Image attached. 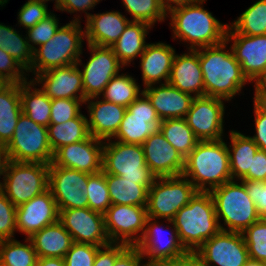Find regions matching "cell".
<instances>
[{
    "label": "cell",
    "mask_w": 266,
    "mask_h": 266,
    "mask_svg": "<svg viewBox=\"0 0 266 266\" xmlns=\"http://www.w3.org/2000/svg\"><path fill=\"white\" fill-rule=\"evenodd\" d=\"M226 44L228 42L225 40L218 45L201 47L198 48V53L204 81V96L229 101L249 80L243 74L232 50H225Z\"/></svg>",
    "instance_id": "1"
},
{
    "label": "cell",
    "mask_w": 266,
    "mask_h": 266,
    "mask_svg": "<svg viewBox=\"0 0 266 266\" xmlns=\"http://www.w3.org/2000/svg\"><path fill=\"white\" fill-rule=\"evenodd\" d=\"M177 230L181 245L194 254L206 241L222 230L210 192L197 191L172 220H166Z\"/></svg>",
    "instance_id": "2"
},
{
    "label": "cell",
    "mask_w": 266,
    "mask_h": 266,
    "mask_svg": "<svg viewBox=\"0 0 266 266\" xmlns=\"http://www.w3.org/2000/svg\"><path fill=\"white\" fill-rule=\"evenodd\" d=\"M197 191L210 192L216 187L232 180L229 164L228 146L223 141H199L185 158L182 174ZM208 184L209 187H206Z\"/></svg>",
    "instance_id": "3"
},
{
    "label": "cell",
    "mask_w": 266,
    "mask_h": 266,
    "mask_svg": "<svg viewBox=\"0 0 266 266\" xmlns=\"http://www.w3.org/2000/svg\"><path fill=\"white\" fill-rule=\"evenodd\" d=\"M205 0L170 10L174 38L190 42V49L218 45L226 40L228 24L220 23L201 5Z\"/></svg>",
    "instance_id": "4"
},
{
    "label": "cell",
    "mask_w": 266,
    "mask_h": 266,
    "mask_svg": "<svg viewBox=\"0 0 266 266\" xmlns=\"http://www.w3.org/2000/svg\"><path fill=\"white\" fill-rule=\"evenodd\" d=\"M74 18L70 23L58 28L48 42L34 49L31 68L27 72L33 71L36 76L52 68L82 63L80 55L85 31L81 28L79 18Z\"/></svg>",
    "instance_id": "5"
},
{
    "label": "cell",
    "mask_w": 266,
    "mask_h": 266,
    "mask_svg": "<svg viewBox=\"0 0 266 266\" xmlns=\"http://www.w3.org/2000/svg\"><path fill=\"white\" fill-rule=\"evenodd\" d=\"M216 215L227 225L222 230L243 233L258 221L259 215L254 202L246 191L245 184L231 180L210 191Z\"/></svg>",
    "instance_id": "6"
},
{
    "label": "cell",
    "mask_w": 266,
    "mask_h": 266,
    "mask_svg": "<svg viewBox=\"0 0 266 266\" xmlns=\"http://www.w3.org/2000/svg\"><path fill=\"white\" fill-rule=\"evenodd\" d=\"M1 191L16 206L48 190L49 165L8 160Z\"/></svg>",
    "instance_id": "7"
},
{
    "label": "cell",
    "mask_w": 266,
    "mask_h": 266,
    "mask_svg": "<svg viewBox=\"0 0 266 266\" xmlns=\"http://www.w3.org/2000/svg\"><path fill=\"white\" fill-rule=\"evenodd\" d=\"M107 141L109 142L105 141L103 146L102 171L105 174L137 181V184L144 185L149 189L156 176L145 163L142 146L140 144Z\"/></svg>",
    "instance_id": "8"
},
{
    "label": "cell",
    "mask_w": 266,
    "mask_h": 266,
    "mask_svg": "<svg viewBox=\"0 0 266 266\" xmlns=\"http://www.w3.org/2000/svg\"><path fill=\"white\" fill-rule=\"evenodd\" d=\"M4 147L11 161L49 165L54 156L47 127L35 123L23 113L19 116L11 140Z\"/></svg>",
    "instance_id": "9"
},
{
    "label": "cell",
    "mask_w": 266,
    "mask_h": 266,
    "mask_svg": "<svg viewBox=\"0 0 266 266\" xmlns=\"http://www.w3.org/2000/svg\"><path fill=\"white\" fill-rule=\"evenodd\" d=\"M196 192L195 186L183 175L156 178L148 189V217L172 220Z\"/></svg>",
    "instance_id": "10"
},
{
    "label": "cell",
    "mask_w": 266,
    "mask_h": 266,
    "mask_svg": "<svg viewBox=\"0 0 266 266\" xmlns=\"http://www.w3.org/2000/svg\"><path fill=\"white\" fill-rule=\"evenodd\" d=\"M204 266H244L249 259L242 233L220 230L193 254Z\"/></svg>",
    "instance_id": "11"
},
{
    "label": "cell",
    "mask_w": 266,
    "mask_h": 266,
    "mask_svg": "<svg viewBox=\"0 0 266 266\" xmlns=\"http://www.w3.org/2000/svg\"><path fill=\"white\" fill-rule=\"evenodd\" d=\"M91 174L75 169L49 164V185L58 209H81L88 207V177Z\"/></svg>",
    "instance_id": "12"
},
{
    "label": "cell",
    "mask_w": 266,
    "mask_h": 266,
    "mask_svg": "<svg viewBox=\"0 0 266 266\" xmlns=\"http://www.w3.org/2000/svg\"><path fill=\"white\" fill-rule=\"evenodd\" d=\"M147 218L146 207L111 205L104 213L105 229L110 242L136 246L144 234ZM140 231L141 234L138 235Z\"/></svg>",
    "instance_id": "13"
},
{
    "label": "cell",
    "mask_w": 266,
    "mask_h": 266,
    "mask_svg": "<svg viewBox=\"0 0 266 266\" xmlns=\"http://www.w3.org/2000/svg\"><path fill=\"white\" fill-rule=\"evenodd\" d=\"M153 220V218H147L144 234L136 245L143 257L148 256V262L145 264L175 263L186 258L189 253L181 245L176 228L174 227L168 233L167 240H164L162 235L166 231L159 226L156 220Z\"/></svg>",
    "instance_id": "14"
},
{
    "label": "cell",
    "mask_w": 266,
    "mask_h": 266,
    "mask_svg": "<svg viewBox=\"0 0 266 266\" xmlns=\"http://www.w3.org/2000/svg\"><path fill=\"white\" fill-rule=\"evenodd\" d=\"M160 122L161 120L150 100L142 92L126 108L123 120L114 138L118 142L142 145L158 129Z\"/></svg>",
    "instance_id": "15"
},
{
    "label": "cell",
    "mask_w": 266,
    "mask_h": 266,
    "mask_svg": "<svg viewBox=\"0 0 266 266\" xmlns=\"http://www.w3.org/2000/svg\"><path fill=\"white\" fill-rule=\"evenodd\" d=\"M91 53L89 61L81 70L84 97L96 100L102 95L105 86L118 75L123 65L119 62L111 47L87 44Z\"/></svg>",
    "instance_id": "16"
},
{
    "label": "cell",
    "mask_w": 266,
    "mask_h": 266,
    "mask_svg": "<svg viewBox=\"0 0 266 266\" xmlns=\"http://www.w3.org/2000/svg\"><path fill=\"white\" fill-rule=\"evenodd\" d=\"M223 100L211 96L194 97L185 119L199 141L223 138Z\"/></svg>",
    "instance_id": "17"
},
{
    "label": "cell",
    "mask_w": 266,
    "mask_h": 266,
    "mask_svg": "<svg viewBox=\"0 0 266 266\" xmlns=\"http://www.w3.org/2000/svg\"><path fill=\"white\" fill-rule=\"evenodd\" d=\"M59 221L76 243L105 246L110 244L104 222V214L91 210L58 209Z\"/></svg>",
    "instance_id": "18"
},
{
    "label": "cell",
    "mask_w": 266,
    "mask_h": 266,
    "mask_svg": "<svg viewBox=\"0 0 266 266\" xmlns=\"http://www.w3.org/2000/svg\"><path fill=\"white\" fill-rule=\"evenodd\" d=\"M102 140L89 135L85 140L59 148L53 156L55 166L75 169L88 174L102 171Z\"/></svg>",
    "instance_id": "19"
},
{
    "label": "cell",
    "mask_w": 266,
    "mask_h": 266,
    "mask_svg": "<svg viewBox=\"0 0 266 266\" xmlns=\"http://www.w3.org/2000/svg\"><path fill=\"white\" fill-rule=\"evenodd\" d=\"M141 146L145 163L156 178L183 174L185 159L165 139L159 129L152 133Z\"/></svg>",
    "instance_id": "20"
},
{
    "label": "cell",
    "mask_w": 266,
    "mask_h": 266,
    "mask_svg": "<svg viewBox=\"0 0 266 266\" xmlns=\"http://www.w3.org/2000/svg\"><path fill=\"white\" fill-rule=\"evenodd\" d=\"M78 65L82 64L78 62L65 67L49 69L36 75L32 81L38 84L42 83L41 90L51 100L75 99L85 103L82 74Z\"/></svg>",
    "instance_id": "21"
},
{
    "label": "cell",
    "mask_w": 266,
    "mask_h": 266,
    "mask_svg": "<svg viewBox=\"0 0 266 266\" xmlns=\"http://www.w3.org/2000/svg\"><path fill=\"white\" fill-rule=\"evenodd\" d=\"M58 220L59 210L49 189L16 207V230L27 238Z\"/></svg>",
    "instance_id": "22"
},
{
    "label": "cell",
    "mask_w": 266,
    "mask_h": 266,
    "mask_svg": "<svg viewBox=\"0 0 266 266\" xmlns=\"http://www.w3.org/2000/svg\"><path fill=\"white\" fill-rule=\"evenodd\" d=\"M232 40L230 48L243 74L251 82L266 68V35L246 36L228 26L226 41Z\"/></svg>",
    "instance_id": "23"
},
{
    "label": "cell",
    "mask_w": 266,
    "mask_h": 266,
    "mask_svg": "<svg viewBox=\"0 0 266 266\" xmlns=\"http://www.w3.org/2000/svg\"><path fill=\"white\" fill-rule=\"evenodd\" d=\"M142 92L148 97L159 119L185 118L194 96L182 92L169 83L147 86Z\"/></svg>",
    "instance_id": "24"
},
{
    "label": "cell",
    "mask_w": 266,
    "mask_h": 266,
    "mask_svg": "<svg viewBox=\"0 0 266 266\" xmlns=\"http://www.w3.org/2000/svg\"><path fill=\"white\" fill-rule=\"evenodd\" d=\"M189 54H175L168 83L194 97L204 96L203 74L199 63L198 49H189Z\"/></svg>",
    "instance_id": "25"
},
{
    "label": "cell",
    "mask_w": 266,
    "mask_h": 266,
    "mask_svg": "<svg viewBox=\"0 0 266 266\" xmlns=\"http://www.w3.org/2000/svg\"><path fill=\"white\" fill-rule=\"evenodd\" d=\"M86 102L89 104L90 118L87 120L89 134L99 140H111L119 129L126 107L104 99L93 102L92 97L86 99Z\"/></svg>",
    "instance_id": "26"
},
{
    "label": "cell",
    "mask_w": 266,
    "mask_h": 266,
    "mask_svg": "<svg viewBox=\"0 0 266 266\" xmlns=\"http://www.w3.org/2000/svg\"><path fill=\"white\" fill-rule=\"evenodd\" d=\"M130 20L119 11L91 14L86 19L85 38L88 44L112 47Z\"/></svg>",
    "instance_id": "27"
},
{
    "label": "cell",
    "mask_w": 266,
    "mask_h": 266,
    "mask_svg": "<svg viewBox=\"0 0 266 266\" xmlns=\"http://www.w3.org/2000/svg\"><path fill=\"white\" fill-rule=\"evenodd\" d=\"M175 49L165 43H151L139 56L141 59L142 80L145 87L155 85L164 79L168 83L171 74Z\"/></svg>",
    "instance_id": "28"
},
{
    "label": "cell",
    "mask_w": 266,
    "mask_h": 266,
    "mask_svg": "<svg viewBox=\"0 0 266 266\" xmlns=\"http://www.w3.org/2000/svg\"><path fill=\"white\" fill-rule=\"evenodd\" d=\"M29 240L38 258L57 257L64 259L74 243L72 236L66 231L59 220L37 231Z\"/></svg>",
    "instance_id": "29"
},
{
    "label": "cell",
    "mask_w": 266,
    "mask_h": 266,
    "mask_svg": "<svg viewBox=\"0 0 266 266\" xmlns=\"http://www.w3.org/2000/svg\"><path fill=\"white\" fill-rule=\"evenodd\" d=\"M21 114L20 84L5 83L0 88V145L11 140Z\"/></svg>",
    "instance_id": "30"
},
{
    "label": "cell",
    "mask_w": 266,
    "mask_h": 266,
    "mask_svg": "<svg viewBox=\"0 0 266 266\" xmlns=\"http://www.w3.org/2000/svg\"><path fill=\"white\" fill-rule=\"evenodd\" d=\"M152 26L146 22L131 20L118 40L111 47L119 62L127 66L146 49L145 39Z\"/></svg>",
    "instance_id": "31"
},
{
    "label": "cell",
    "mask_w": 266,
    "mask_h": 266,
    "mask_svg": "<svg viewBox=\"0 0 266 266\" xmlns=\"http://www.w3.org/2000/svg\"><path fill=\"white\" fill-rule=\"evenodd\" d=\"M36 83L31 79L29 82L20 83V97L22 113L35 123L48 126L51 115V99L41 89H36ZM33 87V91L31 90Z\"/></svg>",
    "instance_id": "32"
},
{
    "label": "cell",
    "mask_w": 266,
    "mask_h": 266,
    "mask_svg": "<svg viewBox=\"0 0 266 266\" xmlns=\"http://www.w3.org/2000/svg\"><path fill=\"white\" fill-rule=\"evenodd\" d=\"M230 138L232 144L228 148V154L232 180L235 178L241 180L251 169L252 158L259 147L250 136H245L234 130L230 131Z\"/></svg>",
    "instance_id": "33"
},
{
    "label": "cell",
    "mask_w": 266,
    "mask_h": 266,
    "mask_svg": "<svg viewBox=\"0 0 266 266\" xmlns=\"http://www.w3.org/2000/svg\"><path fill=\"white\" fill-rule=\"evenodd\" d=\"M106 182L112 205L147 206L148 189L137 181L106 174Z\"/></svg>",
    "instance_id": "34"
},
{
    "label": "cell",
    "mask_w": 266,
    "mask_h": 266,
    "mask_svg": "<svg viewBox=\"0 0 266 266\" xmlns=\"http://www.w3.org/2000/svg\"><path fill=\"white\" fill-rule=\"evenodd\" d=\"M87 120L88 118L80 113L65 123L49 124L47 132L53 153L65 145L85 140L90 135Z\"/></svg>",
    "instance_id": "35"
},
{
    "label": "cell",
    "mask_w": 266,
    "mask_h": 266,
    "mask_svg": "<svg viewBox=\"0 0 266 266\" xmlns=\"http://www.w3.org/2000/svg\"><path fill=\"white\" fill-rule=\"evenodd\" d=\"M158 129L184 159L199 142L185 118L162 120Z\"/></svg>",
    "instance_id": "36"
},
{
    "label": "cell",
    "mask_w": 266,
    "mask_h": 266,
    "mask_svg": "<svg viewBox=\"0 0 266 266\" xmlns=\"http://www.w3.org/2000/svg\"><path fill=\"white\" fill-rule=\"evenodd\" d=\"M24 38L16 29L0 24V48L28 71L31 68L33 51L36 47L29 44L27 35Z\"/></svg>",
    "instance_id": "37"
},
{
    "label": "cell",
    "mask_w": 266,
    "mask_h": 266,
    "mask_svg": "<svg viewBox=\"0 0 266 266\" xmlns=\"http://www.w3.org/2000/svg\"><path fill=\"white\" fill-rule=\"evenodd\" d=\"M103 99L117 105L128 107L141 94L136 80L125 74L114 76L105 86Z\"/></svg>",
    "instance_id": "38"
},
{
    "label": "cell",
    "mask_w": 266,
    "mask_h": 266,
    "mask_svg": "<svg viewBox=\"0 0 266 266\" xmlns=\"http://www.w3.org/2000/svg\"><path fill=\"white\" fill-rule=\"evenodd\" d=\"M231 27L246 36L266 35V0H259L246 9Z\"/></svg>",
    "instance_id": "39"
},
{
    "label": "cell",
    "mask_w": 266,
    "mask_h": 266,
    "mask_svg": "<svg viewBox=\"0 0 266 266\" xmlns=\"http://www.w3.org/2000/svg\"><path fill=\"white\" fill-rule=\"evenodd\" d=\"M27 244L13 239L0 240V259L10 266H36L37 253L29 238Z\"/></svg>",
    "instance_id": "40"
},
{
    "label": "cell",
    "mask_w": 266,
    "mask_h": 266,
    "mask_svg": "<svg viewBox=\"0 0 266 266\" xmlns=\"http://www.w3.org/2000/svg\"><path fill=\"white\" fill-rule=\"evenodd\" d=\"M122 3L133 21L146 22L152 26L168 16L160 0H122Z\"/></svg>",
    "instance_id": "41"
},
{
    "label": "cell",
    "mask_w": 266,
    "mask_h": 266,
    "mask_svg": "<svg viewBox=\"0 0 266 266\" xmlns=\"http://www.w3.org/2000/svg\"><path fill=\"white\" fill-rule=\"evenodd\" d=\"M88 207L96 212L104 214L112 205L106 182V174L101 171L88 177Z\"/></svg>",
    "instance_id": "42"
},
{
    "label": "cell",
    "mask_w": 266,
    "mask_h": 266,
    "mask_svg": "<svg viewBox=\"0 0 266 266\" xmlns=\"http://www.w3.org/2000/svg\"><path fill=\"white\" fill-rule=\"evenodd\" d=\"M249 258L266 264V219H259L243 233Z\"/></svg>",
    "instance_id": "43"
},
{
    "label": "cell",
    "mask_w": 266,
    "mask_h": 266,
    "mask_svg": "<svg viewBox=\"0 0 266 266\" xmlns=\"http://www.w3.org/2000/svg\"><path fill=\"white\" fill-rule=\"evenodd\" d=\"M47 9L45 1L28 0L18 12V22L28 30L51 14Z\"/></svg>",
    "instance_id": "44"
},
{
    "label": "cell",
    "mask_w": 266,
    "mask_h": 266,
    "mask_svg": "<svg viewBox=\"0 0 266 266\" xmlns=\"http://www.w3.org/2000/svg\"><path fill=\"white\" fill-rule=\"evenodd\" d=\"M81 100L53 99L51 101L50 124H62L76 118L80 112Z\"/></svg>",
    "instance_id": "45"
},
{
    "label": "cell",
    "mask_w": 266,
    "mask_h": 266,
    "mask_svg": "<svg viewBox=\"0 0 266 266\" xmlns=\"http://www.w3.org/2000/svg\"><path fill=\"white\" fill-rule=\"evenodd\" d=\"M102 246L74 242L66 253V266H93L97 250Z\"/></svg>",
    "instance_id": "46"
},
{
    "label": "cell",
    "mask_w": 266,
    "mask_h": 266,
    "mask_svg": "<svg viewBox=\"0 0 266 266\" xmlns=\"http://www.w3.org/2000/svg\"><path fill=\"white\" fill-rule=\"evenodd\" d=\"M16 230V206L0 190V240L13 239Z\"/></svg>",
    "instance_id": "47"
},
{
    "label": "cell",
    "mask_w": 266,
    "mask_h": 266,
    "mask_svg": "<svg viewBox=\"0 0 266 266\" xmlns=\"http://www.w3.org/2000/svg\"><path fill=\"white\" fill-rule=\"evenodd\" d=\"M58 19L55 14L51 13L45 19L41 20L34 27L29 28L27 31V40L33 45H42L48 42L55 34L57 29L60 27L58 24Z\"/></svg>",
    "instance_id": "48"
},
{
    "label": "cell",
    "mask_w": 266,
    "mask_h": 266,
    "mask_svg": "<svg viewBox=\"0 0 266 266\" xmlns=\"http://www.w3.org/2000/svg\"><path fill=\"white\" fill-rule=\"evenodd\" d=\"M25 71L22 65L0 48V79L5 83L20 84L27 81Z\"/></svg>",
    "instance_id": "49"
},
{
    "label": "cell",
    "mask_w": 266,
    "mask_h": 266,
    "mask_svg": "<svg viewBox=\"0 0 266 266\" xmlns=\"http://www.w3.org/2000/svg\"><path fill=\"white\" fill-rule=\"evenodd\" d=\"M257 209L260 219H266V181L240 180Z\"/></svg>",
    "instance_id": "50"
},
{
    "label": "cell",
    "mask_w": 266,
    "mask_h": 266,
    "mask_svg": "<svg viewBox=\"0 0 266 266\" xmlns=\"http://www.w3.org/2000/svg\"><path fill=\"white\" fill-rule=\"evenodd\" d=\"M128 247L123 243H110L97 250L93 266H113L116 258ZM103 249V250H102Z\"/></svg>",
    "instance_id": "51"
},
{
    "label": "cell",
    "mask_w": 266,
    "mask_h": 266,
    "mask_svg": "<svg viewBox=\"0 0 266 266\" xmlns=\"http://www.w3.org/2000/svg\"><path fill=\"white\" fill-rule=\"evenodd\" d=\"M241 180L266 181V151L258 149L251 162V169Z\"/></svg>",
    "instance_id": "52"
},
{
    "label": "cell",
    "mask_w": 266,
    "mask_h": 266,
    "mask_svg": "<svg viewBox=\"0 0 266 266\" xmlns=\"http://www.w3.org/2000/svg\"><path fill=\"white\" fill-rule=\"evenodd\" d=\"M254 113H255V128L256 135L250 138L259 147L260 150L266 151V112L262 111L254 103Z\"/></svg>",
    "instance_id": "53"
},
{
    "label": "cell",
    "mask_w": 266,
    "mask_h": 266,
    "mask_svg": "<svg viewBox=\"0 0 266 266\" xmlns=\"http://www.w3.org/2000/svg\"><path fill=\"white\" fill-rule=\"evenodd\" d=\"M98 2L100 0H58L55 9L70 13L85 11L86 17L88 18L91 14L87 13L86 10L94 8Z\"/></svg>",
    "instance_id": "54"
},
{
    "label": "cell",
    "mask_w": 266,
    "mask_h": 266,
    "mask_svg": "<svg viewBox=\"0 0 266 266\" xmlns=\"http://www.w3.org/2000/svg\"><path fill=\"white\" fill-rule=\"evenodd\" d=\"M143 256L136 246H128L115 260L113 266H147L141 263Z\"/></svg>",
    "instance_id": "55"
},
{
    "label": "cell",
    "mask_w": 266,
    "mask_h": 266,
    "mask_svg": "<svg viewBox=\"0 0 266 266\" xmlns=\"http://www.w3.org/2000/svg\"><path fill=\"white\" fill-rule=\"evenodd\" d=\"M252 81L255 82V94H266V68Z\"/></svg>",
    "instance_id": "56"
},
{
    "label": "cell",
    "mask_w": 266,
    "mask_h": 266,
    "mask_svg": "<svg viewBox=\"0 0 266 266\" xmlns=\"http://www.w3.org/2000/svg\"><path fill=\"white\" fill-rule=\"evenodd\" d=\"M36 266H66L63 258L42 257L37 259Z\"/></svg>",
    "instance_id": "57"
},
{
    "label": "cell",
    "mask_w": 266,
    "mask_h": 266,
    "mask_svg": "<svg viewBox=\"0 0 266 266\" xmlns=\"http://www.w3.org/2000/svg\"><path fill=\"white\" fill-rule=\"evenodd\" d=\"M160 1L165 11L168 12L172 10L173 8L184 6L186 4L195 3L199 0H160ZM170 3H173L174 6Z\"/></svg>",
    "instance_id": "58"
},
{
    "label": "cell",
    "mask_w": 266,
    "mask_h": 266,
    "mask_svg": "<svg viewBox=\"0 0 266 266\" xmlns=\"http://www.w3.org/2000/svg\"><path fill=\"white\" fill-rule=\"evenodd\" d=\"M179 266H204L193 254L179 260Z\"/></svg>",
    "instance_id": "59"
},
{
    "label": "cell",
    "mask_w": 266,
    "mask_h": 266,
    "mask_svg": "<svg viewBox=\"0 0 266 266\" xmlns=\"http://www.w3.org/2000/svg\"><path fill=\"white\" fill-rule=\"evenodd\" d=\"M8 162L7 152L3 145H0V176L4 175L5 167ZM2 183L0 182V189Z\"/></svg>",
    "instance_id": "60"
},
{
    "label": "cell",
    "mask_w": 266,
    "mask_h": 266,
    "mask_svg": "<svg viewBox=\"0 0 266 266\" xmlns=\"http://www.w3.org/2000/svg\"><path fill=\"white\" fill-rule=\"evenodd\" d=\"M254 103L262 110L266 112V94H254Z\"/></svg>",
    "instance_id": "61"
},
{
    "label": "cell",
    "mask_w": 266,
    "mask_h": 266,
    "mask_svg": "<svg viewBox=\"0 0 266 266\" xmlns=\"http://www.w3.org/2000/svg\"><path fill=\"white\" fill-rule=\"evenodd\" d=\"M244 266H266V264L261 261L249 258Z\"/></svg>",
    "instance_id": "62"
},
{
    "label": "cell",
    "mask_w": 266,
    "mask_h": 266,
    "mask_svg": "<svg viewBox=\"0 0 266 266\" xmlns=\"http://www.w3.org/2000/svg\"><path fill=\"white\" fill-rule=\"evenodd\" d=\"M147 266H179V260L175 263L151 264Z\"/></svg>",
    "instance_id": "63"
},
{
    "label": "cell",
    "mask_w": 266,
    "mask_h": 266,
    "mask_svg": "<svg viewBox=\"0 0 266 266\" xmlns=\"http://www.w3.org/2000/svg\"><path fill=\"white\" fill-rule=\"evenodd\" d=\"M0 266H10L8 263H5L3 262L1 259H0Z\"/></svg>",
    "instance_id": "64"
},
{
    "label": "cell",
    "mask_w": 266,
    "mask_h": 266,
    "mask_svg": "<svg viewBox=\"0 0 266 266\" xmlns=\"http://www.w3.org/2000/svg\"><path fill=\"white\" fill-rule=\"evenodd\" d=\"M8 0H0V5L3 6V4H6Z\"/></svg>",
    "instance_id": "65"
},
{
    "label": "cell",
    "mask_w": 266,
    "mask_h": 266,
    "mask_svg": "<svg viewBox=\"0 0 266 266\" xmlns=\"http://www.w3.org/2000/svg\"><path fill=\"white\" fill-rule=\"evenodd\" d=\"M4 84H5V82H4L2 79H0V88H1Z\"/></svg>",
    "instance_id": "66"
},
{
    "label": "cell",
    "mask_w": 266,
    "mask_h": 266,
    "mask_svg": "<svg viewBox=\"0 0 266 266\" xmlns=\"http://www.w3.org/2000/svg\"><path fill=\"white\" fill-rule=\"evenodd\" d=\"M39 1H45V2H48L49 0H39ZM51 1H52V0H51ZM57 2H58V0H55V4H54V5H56Z\"/></svg>",
    "instance_id": "67"
}]
</instances>
